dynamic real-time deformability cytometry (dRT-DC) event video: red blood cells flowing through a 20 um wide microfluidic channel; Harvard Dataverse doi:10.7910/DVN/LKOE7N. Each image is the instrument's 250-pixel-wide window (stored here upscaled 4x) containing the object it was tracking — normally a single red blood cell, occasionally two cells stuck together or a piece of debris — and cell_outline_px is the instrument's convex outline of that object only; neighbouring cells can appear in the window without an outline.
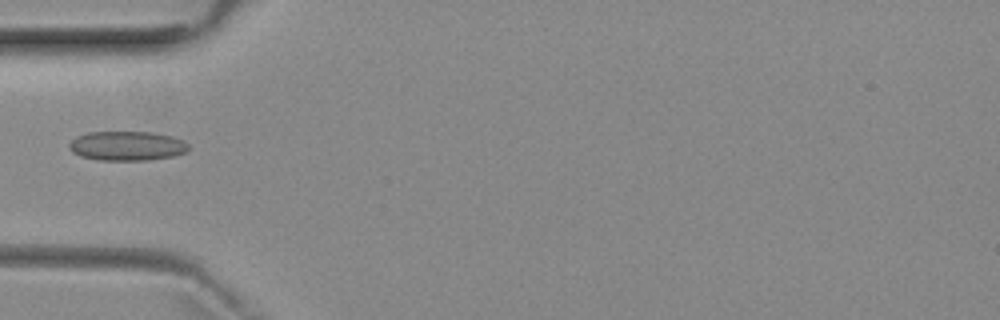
{"species": "common noctule bat (a hibernating species)", "species_latin": "Nyctalus noctula", "temperature_condition": "room temperature", "stored_images_in_passage": 3, "camera_frame_rate_fps": 3000, "um_per_image_px": 0.085, "animal": {"sex": "female", "body_mass_g": 29.2, "forearm_length_mm": 56.3}, "frame": {"image": 1, "passage_image": 3, "time_ms": 2.333, "image_size_px": [1000, 320], "cell_outline_px": [[188, 148], [184, 152], [172, 156], [148, 160], [100, 160], [80, 156], [72, 152], [68, 148], [68, 144], [76, 136], [88, 132], [152, 132], [172, 136], [188, 144]], "centroid_in_image_um": [10.74, 12.4], "position_along_channel_um": 74.3, "area_um2": 20.35}}